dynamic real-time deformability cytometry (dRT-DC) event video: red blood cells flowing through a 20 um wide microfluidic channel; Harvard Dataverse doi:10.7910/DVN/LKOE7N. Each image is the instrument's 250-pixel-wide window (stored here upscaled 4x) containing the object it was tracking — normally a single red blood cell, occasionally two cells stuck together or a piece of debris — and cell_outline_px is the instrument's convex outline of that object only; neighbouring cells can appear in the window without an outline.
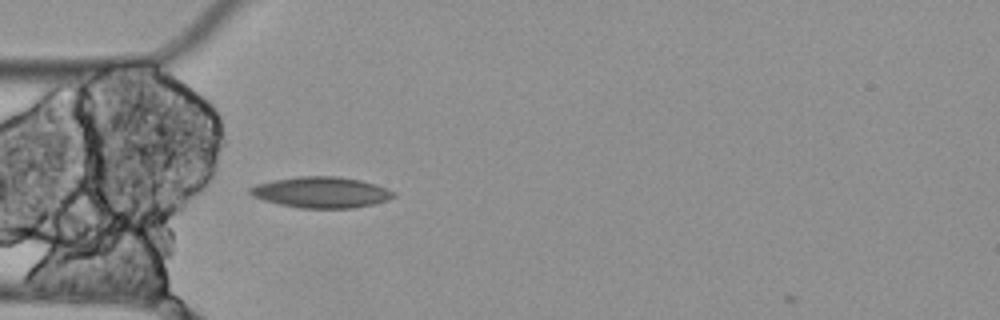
{"species": "Egyptian fruit bat (a non-hibernating species)", "species_latin": "Rousettus aegyptiacus", "temperature_condition": "cold", "stored_images_in_passage": 5, "camera_frame_rate_fps": 3000, "um_per_image_px": 0.085, "animal": {"sex": "female"}, "frame": {"image": 1, "passage_image": 5, "time_ms": 1.333, "image_size_px": [1000, 320], "cell_outline_px": [[396, 196], [388, 200], [372, 204], [352, 208], [300, 208], [280, 204], [264, 200], [252, 196], [248, 192], [248, 188], [256, 184], [272, 180], [296, 176], [336, 176], [360, 180], [376, 184], [396, 192]], "centroid_in_image_um": [27.29, 16.34], "position_along_channel_um": 57.7, "area_um2": 26.01}}